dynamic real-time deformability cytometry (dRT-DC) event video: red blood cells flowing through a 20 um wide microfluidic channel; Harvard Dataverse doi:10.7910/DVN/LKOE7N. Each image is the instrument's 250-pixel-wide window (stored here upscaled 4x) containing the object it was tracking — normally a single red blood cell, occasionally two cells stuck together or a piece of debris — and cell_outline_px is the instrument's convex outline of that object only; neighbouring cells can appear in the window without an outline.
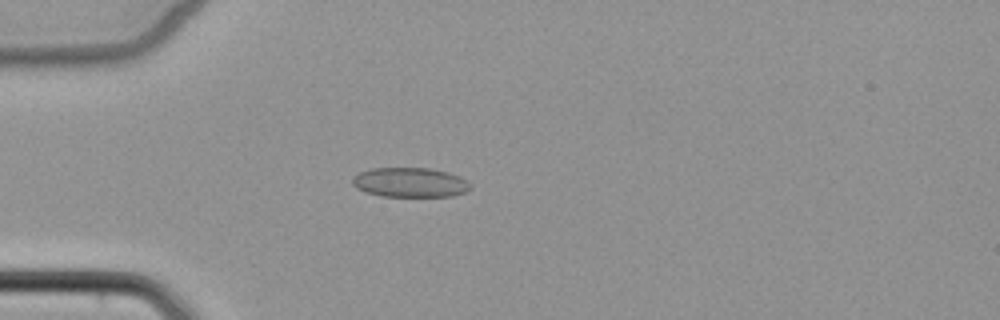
{"species": "common noctule bat (a hibernating species)", "species_latin": "Nyctalus noctula", "temperature_condition": "cold", "stored_images_in_passage": 1, "camera_frame_rate_fps": 3000, "um_per_image_px": 0.085, "animal": {"sex": "female", "body_mass_g": 22.7, "forearm_length_mm": 54.2}, "frame": {"image": 1, "passage_image": 1, "time_ms": 0.0, "image_size_px": [1000, 320], "cell_outline_px": [[472, 188], [468, 192], [452, 196], [380, 196], [364, 192], [356, 188], [352, 184], [352, 176], [360, 172], [372, 168], [428, 168], [448, 172], [460, 176], [472, 184]], "centroid_in_image_um": [34.87, 15.51], "position_along_channel_um": 50.1, "area_um2": 20.63}}